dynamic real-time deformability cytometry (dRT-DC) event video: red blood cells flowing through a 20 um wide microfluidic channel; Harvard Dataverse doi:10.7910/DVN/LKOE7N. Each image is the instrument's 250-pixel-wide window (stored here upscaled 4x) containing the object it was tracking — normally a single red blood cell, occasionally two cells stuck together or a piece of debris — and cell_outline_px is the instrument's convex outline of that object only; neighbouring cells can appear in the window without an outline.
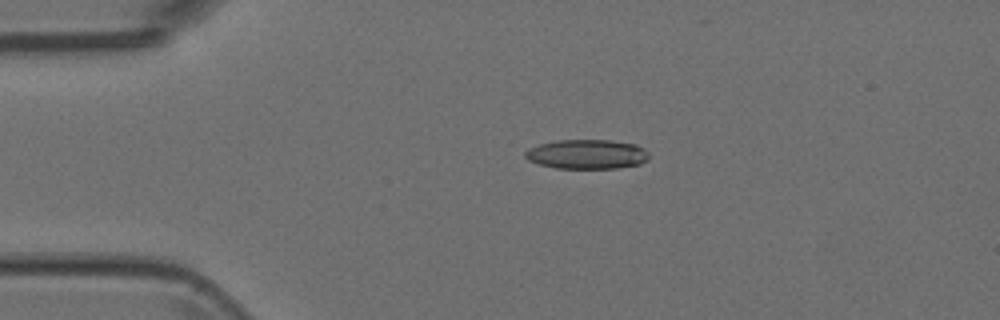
{"species": "Egyptian fruit bat (a non-hibernating species)", "species_latin": "Rousettus aegyptiacus", "temperature_condition": "room temperature", "stored_images_in_passage": 5, "camera_frame_rate_fps": 3000, "um_per_image_px": 0.085, "animal": {"sex": "female"}, "frame": {"image": 1, "passage_image": 4, "time_ms": 1.0, "image_size_px": [1000, 320], "cell_outline_px": [[648, 160], [640, 164], [616, 168], [556, 168], [540, 164], [528, 160], [524, 156], [524, 152], [528, 148], [540, 144], [556, 140], [612, 140], [636, 144], [644, 148], [648, 152]], "centroid_in_image_um": [49.89, 13.1], "position_along_channel_um": 35.1, "area_um2": 21.33}}